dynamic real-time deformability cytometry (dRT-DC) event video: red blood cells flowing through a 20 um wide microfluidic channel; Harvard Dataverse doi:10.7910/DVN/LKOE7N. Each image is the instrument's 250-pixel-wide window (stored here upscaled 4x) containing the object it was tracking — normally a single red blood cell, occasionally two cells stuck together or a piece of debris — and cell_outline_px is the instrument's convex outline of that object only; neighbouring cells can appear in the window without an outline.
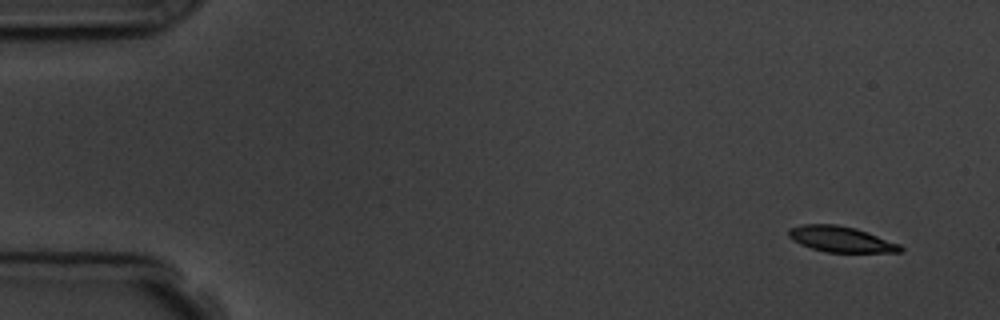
{"species": "common noctule bat (a hibernating species)", "species_latin": "Nyctalus noctula", "temperature_condition": "room temperature", "stored_images_in_passage": 5, "camera_frame_rate_fps": 3000, "um_per_image_px": 0.085, "animal": {"sex": "male", "body_mass_g": 19.5, "forearm_length_mm": 54.6}, "frame": {"image": 1, "passage_image": 1, "time_ms": 0.0, "image_size_px": [1000, 320], "cell_outline_px": [[904, 252], [828, 252], [812, 248], [800, 244], [792, 240], [788, 236], [788, 228], [800, 224], [836, 224], [856, 228], [868, 232], [900, 244], [904, 248]], "centroid_in_image_um": [71.47, 20.32], "position_along_channel_um": 13.5, "area_um2": 16.88}}
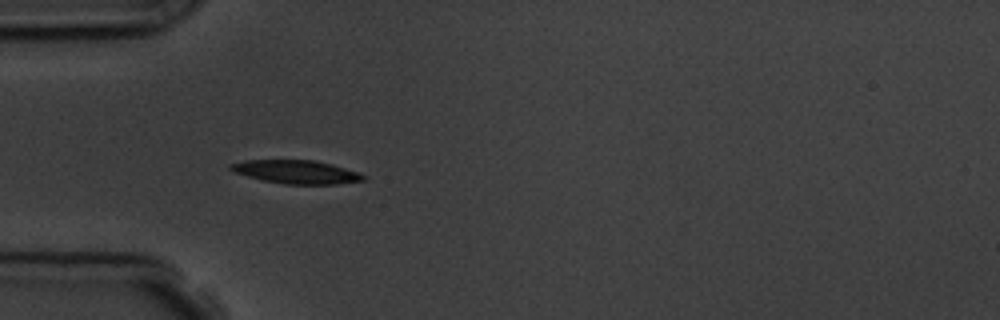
{"frame": {"image": 2, "passage_image": 5, "time_ms": 4.333, "image_size_px": [1000, 320], "cell_outline_px": [[368, 176], [364, 180], [336, 184], [284, 184], [264, 180], [248, 176], [236, 172], [228, 168], [228, 164], [244, 160], [316, 160], [332, 164]], "centroid_in_image_um": [25.18, 14.6], "position_along_channel_um": 59.8, "area_um2": 17.98}}